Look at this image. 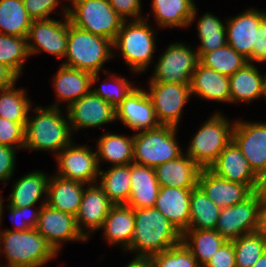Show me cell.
<instances>
[{
    "instance_id": "cell-17",
    "label": "cell",
    "mask_w": 266,
    "mask_h": 267,
    "mask_svg": "<svg viewBox=\"0 0 266 267\" xmlns=\"http://www.w3.org/2000/svg\"><path fill=\"white\" fill-rule=\"evenodd\" d=\"M116 120L128 128L140 132L158 128V122L152 102L146 91L135 88L115 109Z\"/></svg>"
},
{
    "instance_id": "cell-37",
    "label": "cell",
    "mask_w": 266,
    "mask_h": 267,
    "mask_svg": "<svg viewBox=\"0 0 266 267\" xmlns=\"http://www.w3.org/2000/svg\"><path fill=\"white\" fill-rule=\"evenodd\" d=\"M198 37L201 44L196 50L199 58L204 54L227 44L226 25L211 13H205L197 24Z\"/></svg>"
},
{
    "instance_id": "cell-29",
    "label": "cell",
    "mask_w": 266,
    "mask_h": 267,
    "mask_svg": "<svg viewBox=\"0 0 266 267\" xmlns=\"http://www.w3.org/2000/svg\"><path fill=\"white\" fill-rule=\"evenodd\" d=\"M154 18L162 27H185L197 13L193 0H152Z\"/></svg>"
},
{
    "instance_id": "cell-43",
    "label": "cell",
    "mask_w": 266,
    "mask_h": 267,
    "mask_svg": "<svg viewBox=\"0 0 266 267\" xmlns=\"http://www.w3.org/2000/svg\"><path fill=\"white\" fill-rule=\"evenodd\" d=\"M109 77L113 82L112 88L109 86L106 79L100 87L91 89V91L104 101L109 102L115 109L123 102V100L136 88L124 77L117 76L116 74L109 73ZM112 77V78H111ZM107 81V82H106ZM108 84V85H107Z\"/></svg>"
},
{
    "instance_id": "cell-3",
    "label": "cell",
    "mask_w": 266,
    "mask_h": 267,
    "mask_svg": "<svg viewBox=\"0 0 266 267\" xmlns=\"http://www.w3.org/2000/svg\"><path fill=\"white\" fill-rule=\"evenodd\" d=\"M0 245L8 262L4 267H41L58 255L35 228L0 231Z\"/></svg>"
},
{
    "instance_id": "cell-55",
    "label": "cell",
    "mask_w": 266,
    "mask_h": 267,
    "mask_svg": "<svg viewBox=\"0 0 266 267\" xmlns=\"http://www.w3.org/2000/svg\"><path fill=\"white\" fill-rule=\"evenodd\" d=\"M252 267H266V251L260 256Z\"/></svg>"
},
{
    "instance_id": "cell-52",
    "label": "cell",
    "mask_w": 266,
    "mask_h": 267,
    "mask_svg": "<svg viewBox=\"0 0 266 267\" xmlns=\"http://www.w3.org/2000/svg\"><path fill=\"white\" fill-rule=\"evenodd\" d=\"M258 232L266 239V198H261Z\"/></svg>"
},
{
    "instance_id": "cell-25",
    "label": "cell",
    "mask_w": 266,
    "mask_h": 267,
    "mask_svg": "<svg viewBox=\"0 0 266 267\" xmlns=\"http://www.w3.org/2000/svg\"><path fill=\"white\" fill-rule=\"evenodd\" d=\"M131 193L128 206L133 209L154 207L159 192V182L153 167L130 164Z\"/></svg>"
},
{
    "instance_id": "cell-8",
    "label": "cell",
    "mask_w": 266,
    "mask_h": 267,
    "mask_svg": "<svg viewBox=\"0 0 266 267\" xmlns=\"http://www.w3.org/2000/svg\"><path fill=\"white\" fill-rule=\"evenodd\" d=\"M71 3L68 18L72 25L112 42L116 39L123 20L109 0H71Z\"/></svg>"
},
{
    "instance_id": "cell-39",
    "label": "cell",
    "mask_w": 266,
    "mask_h": 267,
    "mask_svg": "<svg viewBox=\"0 0 266 267\" xmlns=\"http://www.w3.org/2000/svg\"><path fill=\"white\" fill-rule=\"evenodd\" d=\"M199 62L208 68L230 77L247 64L248 60L230 45L226 44L217 50L204 53L199 58Z\"/></svg>"
},
{
    "instance_id": "cell-54",
    "label": "cell",
    "mask_w": 266,
    "mask_h": 267,
    "mask_svg": "<svg viewBox=\"0 0 266 267\" xmlns=\"http://www.w3.org/2000/svg\"><path fill=\"white\" fill-rule=\"evenodd\" d=\"M257 192L260 198H266V173L259 178V185Z\"/></svg>"
},
{
    "instance_id": "cell-30",
    "label": "cell",
    "mask_w": 266,
    "mask_h": 267,
    "mask_svg": "<svg viewBox=\"0 0 266 267\" xmlns=\"http://www.w3.org/2000/svg\"><path fill=\"white\" fill-rule=\"evenodd\" d=\"M231 103L248 102L262 97L263 75L248 62L229 77Z\"/></svg>"
},
{
    "instance_id": "cell-32",
    "label": "cell",
    "mask_w": 266,
    "mask_h": 267,
    "mask_svg": "<svg viewBox=\"0 0 266 267\" xmlns=\"http://www.w3.org/2000/svg\"><path fill=\"white\" fill-rule=\"evenodd\" d=\"M97 146L96 156L99 169L102 160L112 163V166L133 163V136L127 137L106 132L98 139Z\"/></svg>"
},
{
    "instance_id": "cell-44",
    "label": "cell",
    "mask_w": 266,
    "mask_h": 267,
    "mask_svg": "<svg viewBox=\"0 0 266 267\" xmlns=\"http://www.w3.org/2000/svg\"><path fill=\"white\" fill-rule=\"evenodd\" d=\"M25 126L0 117V144L24 149Z\"/></svg>"
},
{
    "instance_id": "cell-6",
    "label": "cell",
    "mask_w": 266,
    "mask_h": 267,
    "mask_svg": "<svg viewBox=\"0 0 266 267\" xmlns=\"http://www.w3.org/2000/svg\"><path fill=\"white\" fill-rule=\"evenodd\" d=\"M177 127L160 125L133 135V163L155 168L183 153L176 142Z\"/></svg>"
},
{
    "instance_id": "cell-34",
    "label": "cell",
    "mask_w": 266,
    "mask_h": 267,
    "mask_svg": "<svg viewBox=\"0 0 266 267\" xmlns=\"http://www.w3.org/2000/svg\"><path fill=\"white\" fill-rule=\"evenodd\" d=\"M221 208L199 187L192 189L190 197V225L187 230H215Z\"/></svg>"
},
{
    "instance_id": "cell-46",
    "label": "cell",
    "mask_w": 266,
    "mask_h": 267,
    "mask_svg": "<svg viewBox=\"0 0 266 267\" xmlns=\"http://www.w3.org/2000/svg\"><path fill=\"white\" fill-rule=\"evenodd\" d=\"M59 0H23L24 7L32 20L49 19V14L54 11Z\"/></svg>"
},
{
    "instance_id": "cell-1",
    "label": "cell",
    "mask_w": 266,
    "mask_h": 267,
    "mask_svg": "<svg viewBox=\"0 0 266 267\" xmlns=\"http://www.w3.org/2000/svg\"><path fill=\"white\" fill-rule=\"evenodd\" d=\"M134 215V233L127 251L152 256L181 242L182 234L157 208L134 209Z\"/></svg>"
},
{
    "instance_id": "cell-28",
    "label": "cell",
    "mask_w": 266,
    "mask_h": 267,
    "mask_svg": "<svg viewBox=\"0 0 266 267\" xmlns=\"http://www.w3.org/2000/svg\"><path fill=\"white\" fill-rule=\"evenodd\" d=\"M135 227L134 209L127 204L113 205L104 220V238L110 244H122L126 251L131 246Z\"/></svg>"
},
{
    "instance_id": "cell-31",
    "label": "cell",
    "mask_w": 266,
    "mask_h": 267,
    "mask_svg": "<svg viewBox=\"0 0 266 267\" xmlns=\"http://www.w3.org/2000/svg\"><path fill=\"white\" fill-rule=\"evenodd\" d=\"M49 177L42 171H33L17 180L9 197L8 206H34L43 194L47 195Z\"/></svg>"
},
{
    "instance_id": "cell-20",
    "label": "cell",
    "mask_w": 266,
    "mask_h": 267,
    "mask_svg": "<svg viewBox=\"0 0 266 267\" xmlns=\"http://www.w3.org/2000/svg\"><path fill=\"white\" fill-rule=\"evenodd\" d=\"M113 205L99 185L89 184L85 187L79 210L75 216L78 230L83 236L88 239L90 232L102 228ZM85 229L88 232H84Z\"/></svg>"
},
{
    "instance_id": "cell-13",
    "label": "cell",
    "mask_w": 266,
    "mask_h": 267,
    "mask_svg": "<svg viewBox=\"0 0 266 267\" xmlns=\"http://www.w3.org/2000/svg\"><path fill=\"white\" fill-rule=\"evenodd\" d=\"M89 146H78L73 142L63 148L55 157L59 177L76 180L85 184L95 183L99 175L96 152Z\"/></svg>"
},
{
    "instance_id": "cell-2",
    "label": "cell",
    "mask_w": 266,
    "mask_h": 267,
    "mask_svg": "<svg viewBox=\"0 0 266 267\" xmlns=\"http://www.w3.org/2000/svg\"><path fill=\"white\" fill-rule=\"evenodd\" d=\"M58 103L48 108L38 106L35 108L37 114L34 117L28 115L25 126V149L56 151L57 155L72 143L68 115L64 119Z\"/></svg>"
},
{
    "instance_id": "cell-9",
    "label": "cell",
    "mask_w": 266,
    "mask_h": 267,
    "mask_svg": "<svg viewBox=\"0 0 266 267\" xmlns=\"http://www.w3.org/2000/svg\"><path fill=\"white\" fill-rule=\"evenodd\" d=\"M198 63L197 51L184 43H173L160 55L149 82L190 85Z\"/></svg>"
},
{
    "instance_id": "cell-19",
    "label": "cell",
    "mask_w": 266,
    "mask_h": 267,
    "mask_svg": "<svg viewBox=\"0 0 266 267\" xmlns=\"http://www.w3.org/2000/svg\"><path fill=\"white\" fill-rule=\"evenodd\" d=\"M209 169L223 179L247 185L253 192L258 189L259 177L233 141L225 147Z\"/></svg>"
},
{
    "instance_id": "cell-45",
    "label": "cell",
    "mask_w": 266,
    "mask_h": 267,
    "mask_svg": "<svg viewBox=\"0 0 266 267\" xmlns=\"http://www.w3.org/2000/svg\"><path fill=\"white\" fill-rule=\"evenodd\" d=\"M41 203L42 204L40 205V208L38 209V211H35V212L30 211V210H33L32 208L33 206H27L23 208L8 206L7 208H9V212L11 214L13 223H16L14 224L15 229H12V231H25L28 229L36 228L39 214L41 211V206H43L46 203V199L44 198V202H41ZM21 217H25V218L23 219ZM20 219H22V221ZM18 220H20V222H18ZM14 221H17V222H14Z\"/></svg>"
},
{
    "instance_id": "cell-33",
    "label": "cell",
    "mask_w": 266,
    "mask_h": 267,
    "mask_svg": "<svg viewBox=\"0 0 266 267\" xmlns=\"http://www.w3.org/2000/svg\"><path fill=\"white\" fill-rule=\"evenodd\" d=\"M181 241L196 258L200 267H204L211 257L227 240L216 230H185Z\"/></svg>"
},
{
    "instance_id": "cell-51",
    "label": "cell",
    "mask_w": 266,
    "mask_h": 267,
    "mask_svg": "<svg viewBox=\"0 0 266 267\" xmlns=\"http://www.w3.org/2000/svg\"><path fill=\"white\" fill-rule=\"evenodd\" d=\"M17 79L19 77L10 68L0 63V89L12 86Z\"/></svg>"
},
{
    "instance_id": "cell-49",
    "label": "cell",
    "mask_w": 266,
    "mask_h": 267,
    "mask_svg": "<svg viewBox=\"0 0 266 267\" xmlns=\"http://www.w3.org/2000/svg\"><path fill=\"white\" fill-rule=\"evenodd\" d=\"M15 147L0 144V181L6 182L13 176L15 170Z\"/></svg>"
},
{
    "instance_id": "cell-38",
    "label": "cell",
    "mask_w": 266,
    "mask_h": 267,
    "mask_svg": "<svg viewBox=\"0 0 266 267\" xmlns=\"http://www.w3.org/2000/svg\"><path fill=\"white\" fill-rule=\"evenodd\" d=\"M23 89H15V83L0 89V117L11 122L26 124L31 109L29 98Z\"/></svg>"
},
{
    "instance_id": "cell-53",
    "label": "cell",
    "mask_w": 266,
    "mask_h": 267,
    "mask_svg": "<svg viewBox=\"0 0 266 267\" xmlns=\"http://www.w3.org/2000/svg\"><path fill=\"white\" fill-rule=\"evenodd\" d=\"M125 267H153L151 256H135Z\"/></svg>"
},
{
    "instance_id": "cell-4",
    "label": "cell",
    "mask_w": 266,
    "mask_h": 267,
    "mask_svg": "<svg viewBox=\"0 0 266 267\" xmlns=\"http://www.w3.org/2000/svg\"><path fill=\"white\" fill-rule=\"evenodd\" d=\"M113 42L71 24L69 20L66 54L63 65L91 74H99L102 66L113 57Z\"/></svg>"
},
{
    "instance_id": "cell-57",
    "label": "cell",
    "mask_w": 266,
    "mask_h": 267,
    "mask_svg": "<svg viewBox=\"0 0 266 267\" xmlns=\"http://www.w3.org/2000/svg\"><path fill=\"white\" fill-rule=\"evenodd\" d=\"M3 199H2V195L0 194V224H1V219H2V214H3Z\"/></svg>"
},
{
    "instance_id": "cell-36",
    "label": "cell",
    "mask_w": 266,
    "mask_h": 267,
    "mask_svg": "<svg viewBox=\"0 0 266 267\" xmlns=\"http://www.w3.org/2000/svg\"><path fill=\"white\" fill-rule=\"evenodd\" d=\"M98 185L114 204H126L131 193L130 165L111 166L107 171L99 170Z\"/></svg>"
},
{
    "instance_id": "cell-41",
    "label": "cell",
    "mask_w": 266,
    "mask_h": 267,
    "mask_svg": "<svg viewBox=\"0 0 266 267\" xmlns=\"http://www.w3.org/2000/svg\"><path fill=\"white\" fill-rule=\"evenodd\" d=\"M232 242L236 267H252L266 251V239L258 231L242 235Z\"/></svg>"
},
{
    "instance_id": "cell-48",
    "label": "cell",
    "mask_w": 266,
    "mask_h": 267,
    "mask_svg": "<svg viewBox=\"0 0 266 267\" xmlns=\"http://www.w3.org/2000/svg\"><path fill=\"white\" fill-rule=\"evenodd\" d=\"M204 267H236L233 242L227 241Z\"/></svg>"
},
{
    "instance_id": "cell-47",
    "label": "cell",
    "mask_w": 266,
    "mask_h": 267,
    "mask_svg": "<svg viewBox=\"0 0 266 267\" xmlns=\"http://www.w3.org/2000/svg\"><path fill=\"white\" fill-rule=\"evenodd\" d=\"M109 3L123 21H127L128 17L133 20L143 19L141 0H109Z\"/></svg>"
},
{
    "instance_id": "cell-21",
    "label": "cell",
    "mask_w": 266,
    "mask_h": 267,
    "mask_svg": "<svg viewBox=\"0 0 266 267\" xmlns=\"http://www.w3.org/2000/svg\"><path fill=\"white\" fill-rule=\"evenodd\" d=\"M198 186L220 208L240 203L253 193L247 185L223 179L209 168H202Z\"/></svg>"
},
{
    "instance_id": "cell-14",
    "label": "cell",
    "mask_w": 266,
    "mask_h": 267,
    "mask_svg": "<svg viewBox=\"0 0 266 267\" xmlns=\"http://www.w3.org/2000/svg\"><path fill=\"white\" fill-rule=\"evenodd\" d=\"M35 229L45 238L46 242L57 254L60 251L61 242L87 240L78 230L74 215L61 212L46 203L41 206Z\"/></svg>"
},
{
    "instance_id": "cell-27",
    "label": "cell",
    "mask_w": 266,
    "mask_h": 267,
    "mask_svg": "<svg viewBox=\"0 0 266 267\" xmlns=\"http://www.w3.org/2000/svg\"><path fill=\"white\" fill-rule=\"evenodd\" d=\"M85 183L68 180L59 176L49 178L47 185L46 204L64 213H70L76 216L82 196Z\"/></svg>"
},
{
    "instance_id": "cell-40",
    "label": "cell",
    "mask_w": 266,
    "mask_h": 267,
    "mask_svg": "<svg viewBox=\"0 0 266 267\" xmlns=\"http://www.w3.org/2000/svg\"><path fill=\"white\" fill-rule=\"evenodd\" d=\"M27 38L0 34V63L10 68L18 77L28 58Z\"/></svg>"
},
{
    "instance_id": "cell-35",
    "label": "cell",
    "mask_w": 266,
    "mask_h": 267,
    "mask_svg": "<svg viewBox=\"0 0 266 267\" xmlns=\"http://www.w3.org/2000/svg\"><path fill=\"white\" fill-rule=\"evenodd\" d=\"M31 23L23 0H0V34L27 38Z\"/></svg>"
},
{
    "instance_id": "cell-56",
    "label": "cell",
    "mask_w": 266,
    "mask_h": 267,
    "mask_svg": "<svg viewBox=\"0 0 266 267\" xmlns=\"http://www.w3.org/2000/svg\"><path fill=\"white\" fill-rule=\"evenodd\" d=\"M263 97H265L266 100V74L263 76Z\"/></svg>"
},
{
    "instance_id": "cell-12",
    "label": "cell",
    "mask_w": 266,
    "mask_h": 267,
    "mask_svg": "<svg viewBox=\"0 0 266 267\" xmlns=\"http://www.w3.org/2000/svg\"><path fill=\"white\" fill-rule=\"evenodd\" d=\"M146 92L160 125L178 126L183 107L191 96L190 85L178 83L149 82Z\"/></svg>"
},
{
    "instance_id": "cell-42",
    "label": "cell",
    "mask_w": 266,
    "mask_h": 267,
    "mask_svg": "<svg viewBox=\"0 0 266 267\" xmlns=\"http://www.w3.org/2000/svg\"><path fill=\"white\" fill-rule=\"evenodd\" d=\"M151 258L153 267H200L182 241L170 249L152 255Z\"/></svg>"
},
{
    "instance_id": "cell-10",
    "label": "cell",
    "mask_w": 266,
    "mask_h": 267,
    "mask_svg": "<svg viewBox=\"0 0 266 267\" xmlns=\"http://www.w3.org/2000/svg\"><path fill=\"white\" fill-rule=\"evenodd\" d=\"M260 205L261 198L258 192L254 191L244 201L230 207L221 208L215 230L227 241L257 232Z\"/></svg>"
},
{
    "instance_id": "cell-23",
    "label": "cell",
    "mask_w": 266,
    "mask_h": 267,
    "mask_svg": "<svg viewBox=\"0 0 266 267\" xmlns=\"http://www.w3.org/2000/svg\"><path fill=\"white\" fill-rule=\"evenodd\" d=\"M98 78V74H91L63 64L60 65L53 79L59 102L67 101L66 107H69L73 102L88 94Z\"/></svg>"
},
{
    "instance_id": "cell-16",
    "label": "cell",
    "mask_w": 266,
    "mask_h": 267,
    "mask_svg": "<svg viewBox=\"0 0 266 267\" xmlns=\"http://www.w3.org/2000/svg\"><path fill=\"white\" fill-rule=\"evenodd\" d=\"M71 131L116 121L115 108L92 91L67 107Z\"/></svg>"
},
{
    "instance_id": "cell-11",
    "label": "cell",
    "mask_w": 266,
    "mask_h": 267,
    "mask_svg": "<svg viewBox=\"0 0 266 267\" xmlns=\"http://www.w3.org/2000/svg\"><path fill=\"white\" fill-rule=\"evenodd\" d=\"M69 8L67 6L63 8L65 16L63 22L51 18L32 20L27 35L29 55L44 51L61 58L65 56L68 39Z\"/></svg>"
},
{
    "instance_id": "cell-26",
    "label": "cell",
    "mask_w": 266,
    "mask_h": 267,
    "mask_svg": "<svg viewBox=\"0 0 266 267\" xmlns=\"http://www.w3.org/2000/svg\"><path fill=\"white\" fill-rule=\"evenodd\" d=\"M191 95L209 101L231 102L229 76L202 65L195 68L190 84Z\"/></svg>"
},
{
    "instance_id": "cell-50",
    "label": "cell",
    "mask_w": 266,
    "mask_h": 267,
    "mask_svg": "<svg viewBox=\"0 0 266 267\" xmlns=\"http://www.w3.org/2000/svg\"><path fill=\"white\" fill-rule=\"evenodd\" d=\"M266 61V18L261 22L256 31V46L252 49V62Z\"/></svg>"
},
{
    "instance_id": "cell-5",
    "label": "cell",
    "mask_w": 266,
    "mask_h": 267,
    "mask_svg": "<svg viewBox=\"0 0 266 267\" xmlns=\"http://www.w3.org/2000/svg\"><path fill=\"white\" fill-rule=\"evenodd\" d=\"M128 21H123L113 41V48L120 49L124 61L138 74L150 65L156 49V38L146 18Z\"/></svg>"
},
{
    "instance_id": "cell-18",
    "label": "cell",
    "mask_w": 266,
    "mask_h": 267,
    "mask_svg": "<svg viewBox=\"0 0 266 267\" xmlns=\"http://www.w3.org/2000/svg\"><path fill=\"white\" fill-rule=\"evenodd\" d=\"M266 18V12L251 8L226 20L227 44L252 62V49L256 46V31Z\"/></svg>"
},
{
    "instance_id": "cell-22",
    "label": "cell",
    "mask_w": 266,
    "mask_h": 267,
    "mask_svg": "<svg viewBox=\"0 0 266 267\" xmlns=\"http://www.w3.org/2000/svg\"><path fill=\"white\" fill-rule=\"evenodd\" d=\"M192 189L160 186L157 208L182 234L190 225V197Z\"/></svg>"
},
{
    "instance_id": "cell-24",
    "label": "cell",
    "mask_w": 266,
    "mask_h": 267,
    "mask_svg": "<svg viewBox=\"0 0 266 267\" xmlns=\"http://www.w3.org/2000/svg\"><path fill=\"white\" fill-rule=\"evenodd\" d=\"M154 169L160 186L181 189H193L198 186V178L202 170L187 154H182Z\"/></svg>"
},
{
    "instance_id": "cell-15",
    "label": "cell",
    "mask_w": 266,
    "mask_h": 267,
    "mask_svg": "<svg viewBox=\"0 0 266 267\" xmlns=\"http://www.w3.org/2000/svg\"><path fill=\"white\" fill-rule=\"evenodd\" d=\"M232 141L259 178L266 173V123L236 121Z\"/></svg>"
},
{
    "instance_id": "cell-7",
    "label": "cell",
    "mask_w": 266,
    "mask_h": 267,
    "mask_svg": "<svg viewBox=\"0 0 266 267\" xmlns=\"http://www.w3.org/2000/svg\"><path fill=\"white\" fill-rule=\"evenodd\" d=\"M216 112L191 139L186 154L201 168H209L232 141L235 123Z\"/></svg>"
}]
</instances>
